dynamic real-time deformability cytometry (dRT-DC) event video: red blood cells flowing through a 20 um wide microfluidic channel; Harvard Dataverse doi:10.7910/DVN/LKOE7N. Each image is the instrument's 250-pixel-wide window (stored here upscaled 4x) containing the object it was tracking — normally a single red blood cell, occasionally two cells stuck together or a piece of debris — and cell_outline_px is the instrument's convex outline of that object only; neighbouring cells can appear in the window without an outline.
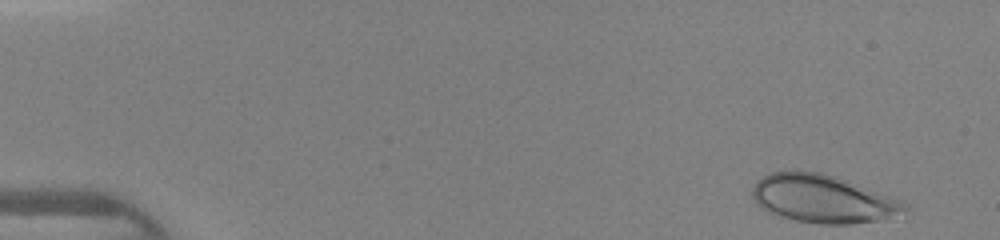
{"species": "human", "species_latin": "Homo sapiens", "temperature_condition": "warm", "stored_images_in_passage": 41, "camera_frame_rate_fps": 3000, "um_per_image_px": 0.085, "donor": {"sex": "female"}, "frame": {"image": 1, "passage_image": 1, "time_ms": 0.0, "image_size_px": [1000, 240], "cell_outline_px": [[912, 208], [904, 220], [852, 224], [820, 224], [796, 220], [780, 216], [768, 212], [760, 208], [756, 204], [752, 196], [752, 188], [756, 180], [772, 172], [792, 168], [820, 172], [836, 176], [848, 180], [900, 200], [908, 204]], "centroid_in_image_um": [70.08, 16.92], "position_along_channel_um": 14.9, "area_um2": 44.51}}
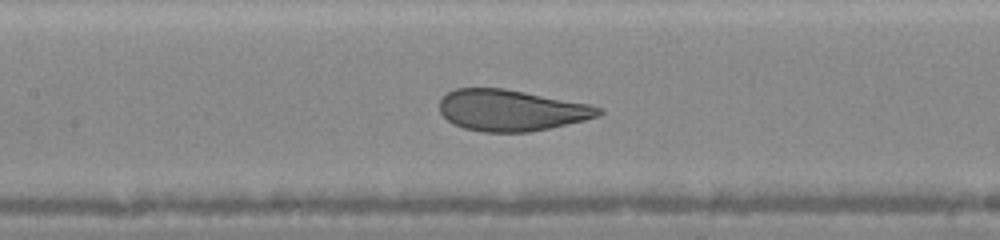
{"frame": {"image": 2, "passage_image": 20, "time_ms": 6.333, "image_size_px": [1000, 240], "cell_outline_px": [[604, 112], [600, 116], [584, 120], [548, 128], [528, 132], [484, 132], [464, 128], [452, 124], [440, 112], [440, 100], [448, 92], [456, 88], [504, 88], [592, 104], [604, 108]], "centroid_in_image_um": [43.49, 9.37], "position_along_channel_um": 163.9, "area_um2": 38.38}}
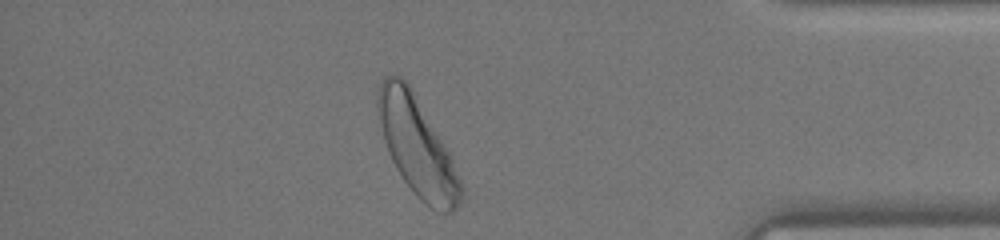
{"frame": {"image": 3, "passage_image": 38, "time_ms": 12.333, "image_size_px": [1000, 240], "cell_outline_px": [[464, 192], [456, 208], [452, 212], [444, 212], [432, 208], [420, 200], [416, 196], [404, 180], [396, 168], [388, 152], [376, 104], [376, 96], [380, 80], [384, 76], [400, 76], [408, 84], [448, 148], [452, 156]], "centroid_in_image_um": [35.47, 12.44], "position_along_channel_um": 399.7, "area_um2": 46.99}}